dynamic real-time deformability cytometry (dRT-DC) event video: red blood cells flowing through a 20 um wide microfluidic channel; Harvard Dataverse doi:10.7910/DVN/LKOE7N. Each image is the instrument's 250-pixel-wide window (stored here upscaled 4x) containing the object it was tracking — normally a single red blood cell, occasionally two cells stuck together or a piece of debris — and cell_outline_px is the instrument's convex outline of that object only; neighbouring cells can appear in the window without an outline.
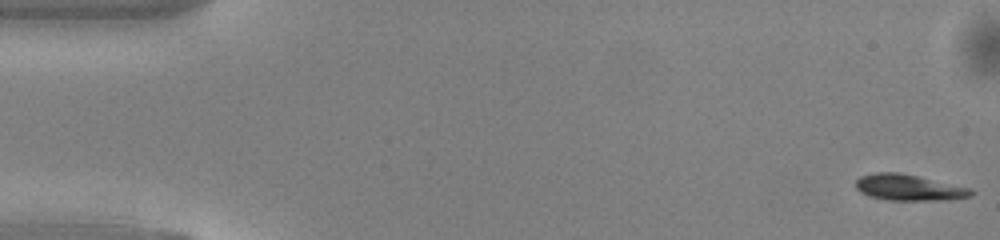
{"species": "common noctule bat (a hibernating species)", "species_latin": "Nyctalus noctula", "temperature_condition": "warm", "stored_images_in_passage": 50, "camera_frame_rate_fps": 3000, "um_per_image_px": 0.085, "animal": {"sex": "male", "body_mass_g": 13.0, "forearm_length_mm": 53.1}, "frame": {"image": 1, "passage_image": 1, "time_ms": 0.0, "image_size_px": [1000, 240], "cell_outline_px": [[972, 196], [944, 200], [888, 200], [872, 196], [860, 192], [856, 188], [856, 180], [860, 176], [876, 172], [900, 172], [968, 188], [972, 192]], "centroid_in_image_um": [77.19, 15.93], "position_along_channel_um": 7.8, "area_um2": 17.17}}
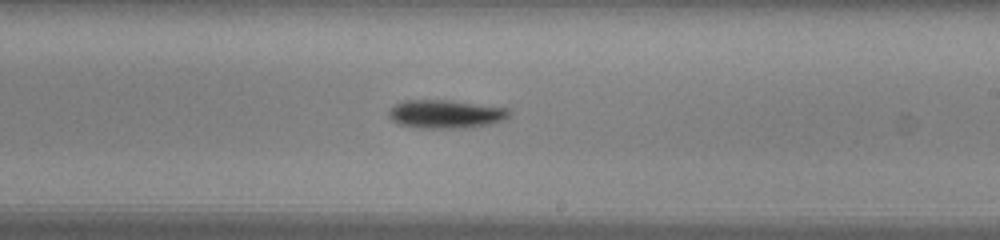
{"frame": {"image": 2, "passage_image": 29, "time_ms": 9.333, "image_size_px": [1000, 240], "cell_outline_px": [[508, 116], [504, 120], [492, 124], [472, 128], [416, 128], [400, 124], [392, 120], [388, 116], [388, 108], [404, 100], [448, 100], [508, 108]], "centroid_in_image_um": [37.86, 9.71], "position_along_channel_um": 251.1, "area_um2": 20.11}}
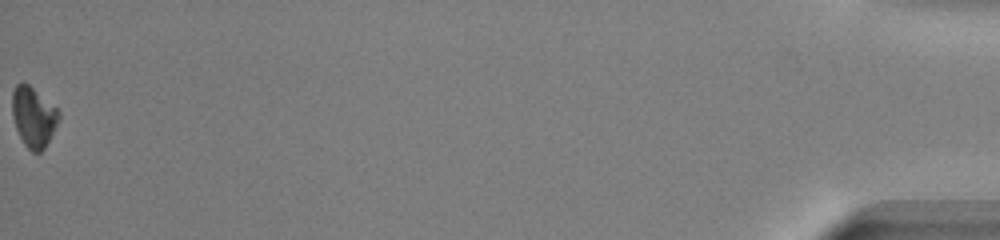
{"frame": {"image": 3, "passage_image": 50, "time_ms": 16.333, "image_size_px": [1000, 240], "cell_outline_px": [[60, 120], [44, 148], [40, 152], [32, 152], [24, 144], [16, 128], [12, 116], [12, 92], [16, 84], [28, 84], [56, 108], [60, 112]], "centroid_in_image_um": [2.84, 9.95], "position_along_channel_um": 432.4, "area_um2": 16.13}, "authors_computed_cell_mechanics": {"area_um2": 17.7735, "velocity_mm_per_s": 4.1197, "shape_relaxation_time_tau1_ms": 1.6634, "shape_relaxation_time_tau2_ms": null, "deformation_change_tau1": 0.1397, "deformation_change_tau2": null}}